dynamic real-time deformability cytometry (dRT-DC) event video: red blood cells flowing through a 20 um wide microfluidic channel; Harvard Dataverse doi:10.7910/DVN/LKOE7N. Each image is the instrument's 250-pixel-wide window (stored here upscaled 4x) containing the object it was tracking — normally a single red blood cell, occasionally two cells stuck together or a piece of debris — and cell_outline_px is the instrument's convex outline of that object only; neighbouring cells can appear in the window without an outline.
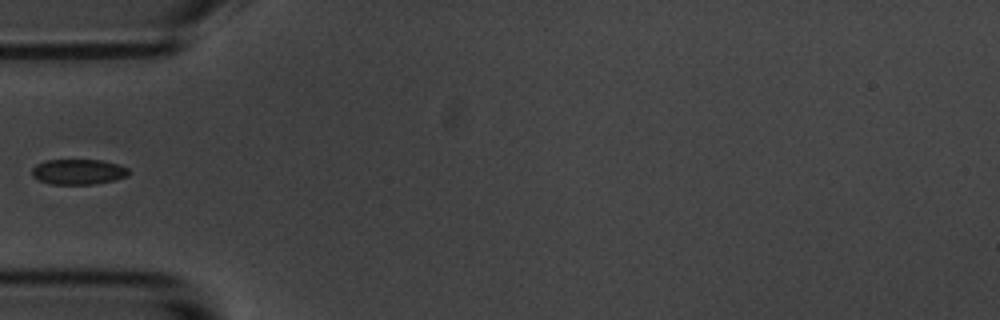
{"species": "common noctule bat (a hibernating species)", "species_latin": "Nyctalus noctula", "temperature_condition": "room temperature", "stored_images_in_passage": 7, "segment_of_instrument_passage": [2, 2], "camera_frame_rate_fps": 3000, "um_per_image_px": 0.085, "animal": {"sex": "male", "body_mass_g": 20.1, "forearm_length_mm": 53.5}, "frame": {"image": 1, "passage_image": 6, "time_ms": 6.0, "image_size_px": [1000, 320], "cell_outline_px": [[128, 176], [96, 184], [52, 184], [40, 180], [32, 176], [32, 168], [36, 164], [48, 160], [100, 160], [116, 164], [128, 168]], "centroid_in_image_um": [6.64, 14.6], "position_along_channel_um": 78.4, "area_um2": 14.1}}